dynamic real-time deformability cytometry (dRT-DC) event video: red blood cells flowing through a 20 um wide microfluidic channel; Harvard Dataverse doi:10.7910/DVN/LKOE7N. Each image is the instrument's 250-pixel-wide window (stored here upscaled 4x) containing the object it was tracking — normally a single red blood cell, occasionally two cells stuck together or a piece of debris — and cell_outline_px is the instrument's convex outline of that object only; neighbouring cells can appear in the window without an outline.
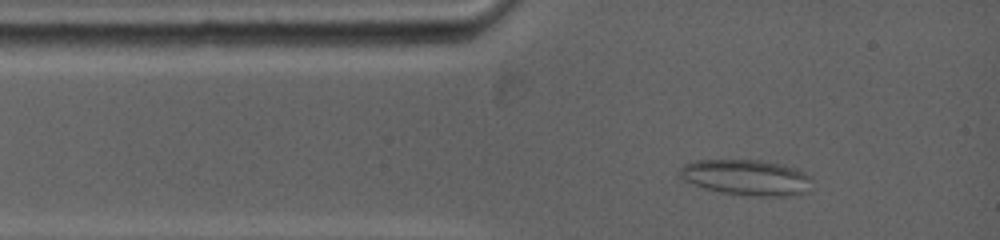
{"species": "common noctule bat (a hibernating species)", "species_latin": "Nyctalus noctula", "temperature_condition": "warm", "stored_images_in_passage": 6, "camera_frame_rate_fps": 5000, "um_per_image_px": 0.085, "animal": {"sex": "female", "body_mass_g": 19.0, "forearm_length_mm": 53.3}, "frame": {"image": 1, "passage_image": 4, "time_ms": 1.2, "image_size_px": [1000, 240], "cell_outline_px": [[812, 180], [804, 192], [792, 196], [760, 196], [720, 192], [704, 188], [684, 180], [680, 176], [680, 168], [684, 164], [696, 160], [760, 160], [784, 164], [804, 172]], "centroid_in_image_um": [63.43, 15.07], "position_along_channel_um": 21.6, "area_um2": 27.28}}
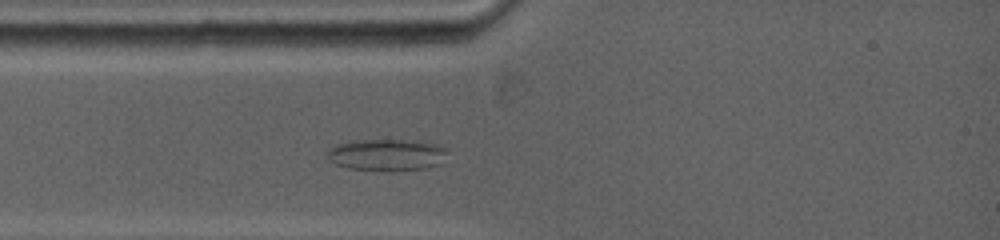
{"frame": {"image": 2, "passage_image": 6, "time_ms": 2.4, "image_size_px": [1000, 240], "cell_outline_px": [[444, 164], [428, 168], [392, 172], [348, 168], [336, 164], [328, 160], [328, 148], [336, 144], [356, 140], [412, 140], [432, 144], [444, 148]], "centroid_in_image_um": [32.85, 13.19], "position_along_channel_um": 52.1, "area_um2": 22.43}}